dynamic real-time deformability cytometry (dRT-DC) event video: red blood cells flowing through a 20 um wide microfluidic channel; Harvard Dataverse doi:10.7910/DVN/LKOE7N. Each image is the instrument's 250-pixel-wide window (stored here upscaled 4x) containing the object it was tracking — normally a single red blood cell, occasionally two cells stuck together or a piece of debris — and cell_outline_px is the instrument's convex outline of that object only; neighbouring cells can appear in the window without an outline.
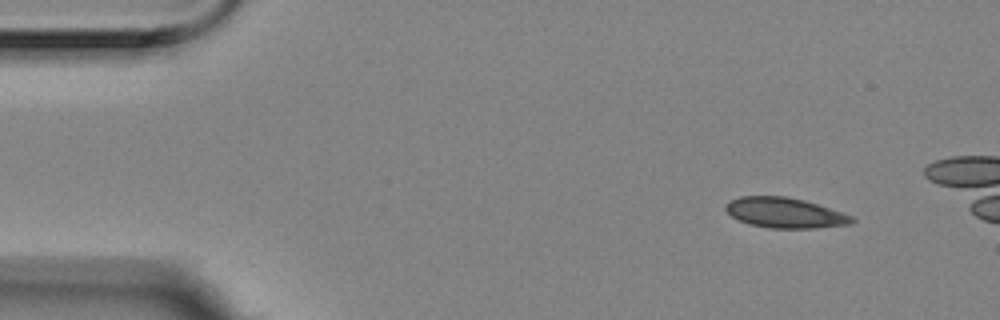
{"species": "Egyptian fruit bat (a non-hibernating species)", "species_latin": "Rousettus aegyptiacus", "temperature_condition": "room temperature", "stored_images_in_passage": 4, "camera_frame_rate_fps": 3000, "um_per_image_px": 0.085, "animal": {"sex": "female"}, "frame": {"image": 1, "passage_image": 1, "time_ms": 0.0, "image_size_px": [1000, 320], "cell_outline_px": [[856, 220], [852, 224], [812, 228], [768, 228], [748, 224], [732, 216], [724, 208], [724, 204], [728, 200], [740, 196], [784, 196], [804, 200], [852, 216]], "centroid_in_image_um": [66.67, 18.09], "position_along_channel_um": 18.3, "area_um2": 22.2}}